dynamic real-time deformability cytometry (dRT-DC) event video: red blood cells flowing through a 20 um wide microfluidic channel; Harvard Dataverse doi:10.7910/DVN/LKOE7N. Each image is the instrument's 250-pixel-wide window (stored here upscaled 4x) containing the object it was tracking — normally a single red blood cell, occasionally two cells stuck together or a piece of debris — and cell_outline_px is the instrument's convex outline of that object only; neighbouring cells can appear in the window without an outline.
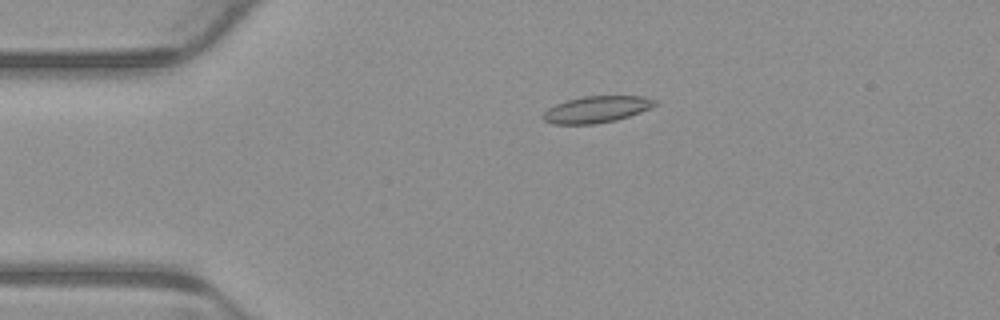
{"species": "common noctule bat (a hibernating species)", "species_latin": "Nyctalus noctula", "temperature_condition": "warm", "stored_images_in_passage": 4, "camera_frame_rate_fps": 3000, "um_per_image_px": 0.085, "animal": {"sex": "male", "body_mass_g": 23.1, "forearm_length_mm": 52.7}, "frame": {"image": 1, "passage_image": 3, "time_ms": 0.667, "image_size_px": [1000, 320], "cell_outline_px": [[656, 104], [640, 112], [616, 120], [596, 124], [552, 124], [544, 120], [540, 116], [548, 108], [556, 104], [568, 100], [584, 96], [644, 96], [656, 100]], "centroid_in_image_um": [50.67, 9.3], "position_along_channel_um": 34.3, "area_um2": 17.22}}